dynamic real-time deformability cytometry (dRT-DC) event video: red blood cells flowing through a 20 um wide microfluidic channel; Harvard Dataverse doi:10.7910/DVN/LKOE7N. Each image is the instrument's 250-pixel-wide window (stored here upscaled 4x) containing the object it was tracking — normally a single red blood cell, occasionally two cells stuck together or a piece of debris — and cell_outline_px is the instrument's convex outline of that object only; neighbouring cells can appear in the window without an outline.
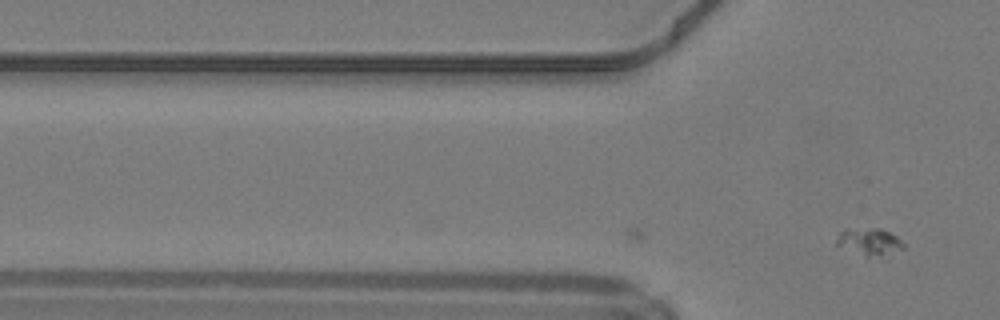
{"species": "common noctule bat (a hibernating species)", "species_latin": "Nyctalus noctula", "temperature_condition": "warm", "stored_images_in_passage": 5, "camera_frame_rate_fps": 3000, "um_per_image_px": 0.085, "animal": {"sex": "male", "body_mass_g": 19.2, "forearm_length_mm": 51.8}, "frame": {"image": 1, "passage_image": 5, "time_ms": 1.333, "image_size_px": [1000, 320], "cell_outline_px": [[904, 248], [868, 256], [864, 256], [836, 244], [836, 240], [840, 232], [844, 228], [880, 228], [896, 236], [904, 244]], "centroid_in_image_um": [73.83, 20.48], "position_along_channel_um": 52.0, "area_um2": 10.06}}